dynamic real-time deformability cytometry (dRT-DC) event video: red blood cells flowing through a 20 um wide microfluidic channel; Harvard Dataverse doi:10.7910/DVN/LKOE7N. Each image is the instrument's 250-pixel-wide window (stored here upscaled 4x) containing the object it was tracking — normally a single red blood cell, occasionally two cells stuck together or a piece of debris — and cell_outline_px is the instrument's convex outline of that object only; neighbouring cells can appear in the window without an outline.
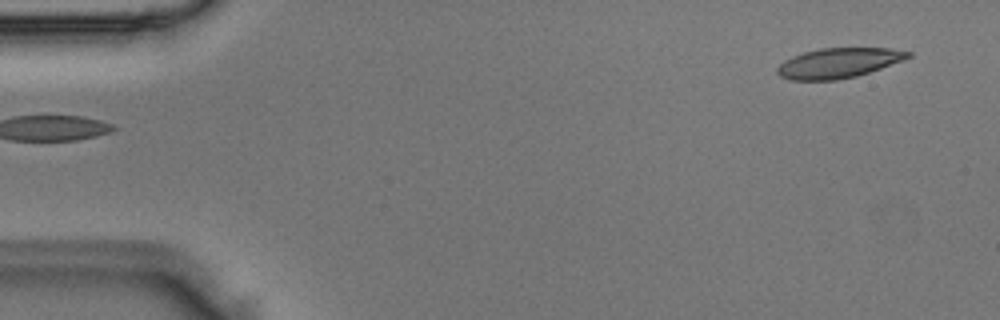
{"species": "Egyptian fruit bat (a non-hibernating species)", "species_latin": "Rousettus aegyptiacus", "temperature_condition": "room temperature", "stored_images_in_passage": 5, "segment_of_instrument_passage": [2, 2], "camera_frame_rate_fps": 3000, "um_per_image_px": 0.085, "animal": {"sex": "male"}, "frame": {"image": 1, "passage_image": 5, "time_ms": 1.333, "image_size_px": [1000, 320], "cell_outline_px": [[912, 56], [904, 60], [856, 76], [836, 80], [788, 80], [780, 76], [776, 72], [776, 68], [784, 60], [792, 56], [804, 52], [820, 48], [888, 48], [912, 52]], "centroid_in_image_um": [71.24, 5.35], "position_along_channel_um": 13.8, "area_um2": 22.83}}